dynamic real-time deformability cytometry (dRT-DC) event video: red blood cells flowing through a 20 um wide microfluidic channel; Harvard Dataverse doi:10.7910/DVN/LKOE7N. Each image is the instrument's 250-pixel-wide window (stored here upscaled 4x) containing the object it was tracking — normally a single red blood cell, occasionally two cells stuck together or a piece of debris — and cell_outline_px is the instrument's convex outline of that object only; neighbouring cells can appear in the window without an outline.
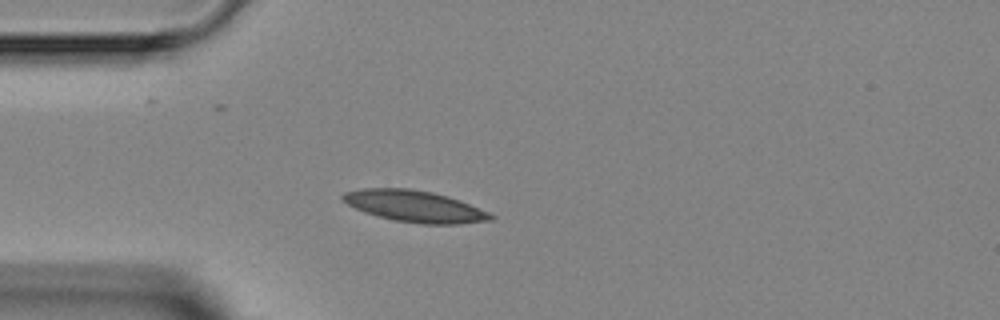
{"species": "Egyptian fruit bat (a non-hibernating species)", "species_latin": "Rousettus aegyptiacus", "temperature_condition": "room temperature", "stored_images_in_passage": 4, "camera_frame_rate_fps": 3000, "um_per_image_px": 0.085, "animal": {"sex": "female"}, "frame": {"image": 1, "passage_image": 4, "time_ms": 3.333, "image_size_px": [1000, 320], "cell_outline_px": [[496, 216], [492, 220], [456, 224], [424, 224], [396, 220], [364, 212], [348, 204], [340, 196], [344, 192], [364, 188], [408, 188], [432, 192], [448, 196], [460, 200], [488, 212]], "centroid_in_image_um": [35.26, 17.52], "position_along_channel_um": 49.7, "area_um2": 26.88}}